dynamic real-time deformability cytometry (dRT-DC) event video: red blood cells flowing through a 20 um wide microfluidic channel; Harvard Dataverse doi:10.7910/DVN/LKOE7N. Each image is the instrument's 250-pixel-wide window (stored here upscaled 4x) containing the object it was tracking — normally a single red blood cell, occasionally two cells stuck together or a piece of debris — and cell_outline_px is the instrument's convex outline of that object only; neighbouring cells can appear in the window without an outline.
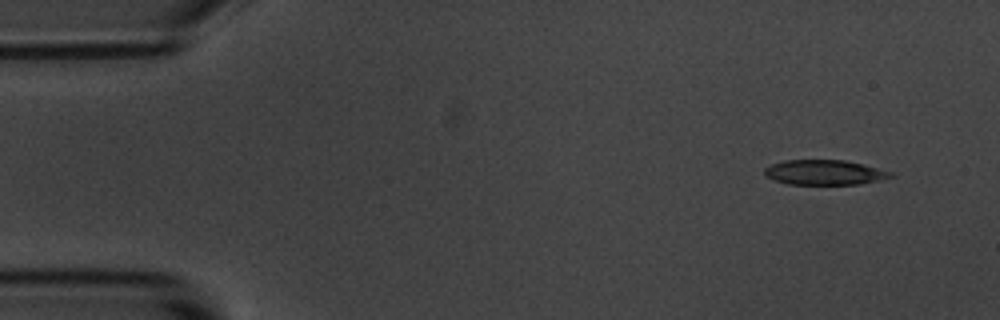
{"species": "common noctule bat (a hibernating species)", "species_latin": "Nyctalus noctula", "temperature_condition": "room temperature", "stored_images_in_passage": 4, "camera_frame_rate_fps": 3000, "um_per_image_px": 0.085, "animal": {"sex": "male", "body_mass_g": 20.1, "forearm_length_mm": 53.5}, "frame": {"image": 1, "passage_image": 1, "time_ms": 0.0, "image_size_px": [1000, 320], "cell_outline_px": [[896, 176], [880, 180], [860, 184], [788, 184], [772, 180], [764, 176], [764, 168], [772, 164], [784, 160], [844, 160], [892, 172]], "centroid_in_image_um": [70.04, 14.66], "position_along_channel_um": 15.0, "area_um2": 18.32}}
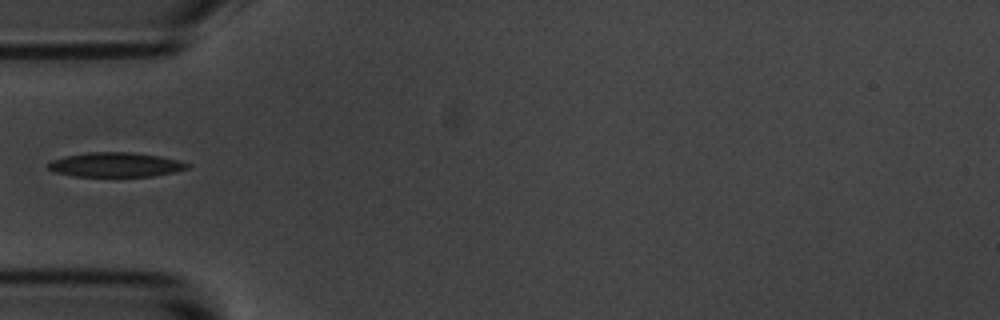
{"frame": {"image": 2, "passage_image": 4, "time_ms": 4.333, "image_size_px": [1000, 320], "cell_outline_px": [[192, 164], [188, 168], [172, 172], [152, 176], [76, 176], [56, 172], [48, 168], [48, 164], [52, 160], [64, 156], [88, 152], [128, 152], [160, 156], [180, 160]], "centroid_in_image_um": [9.85, 13.99], "position_along_channel_um": 75.2, "area_um2": 19.71}}